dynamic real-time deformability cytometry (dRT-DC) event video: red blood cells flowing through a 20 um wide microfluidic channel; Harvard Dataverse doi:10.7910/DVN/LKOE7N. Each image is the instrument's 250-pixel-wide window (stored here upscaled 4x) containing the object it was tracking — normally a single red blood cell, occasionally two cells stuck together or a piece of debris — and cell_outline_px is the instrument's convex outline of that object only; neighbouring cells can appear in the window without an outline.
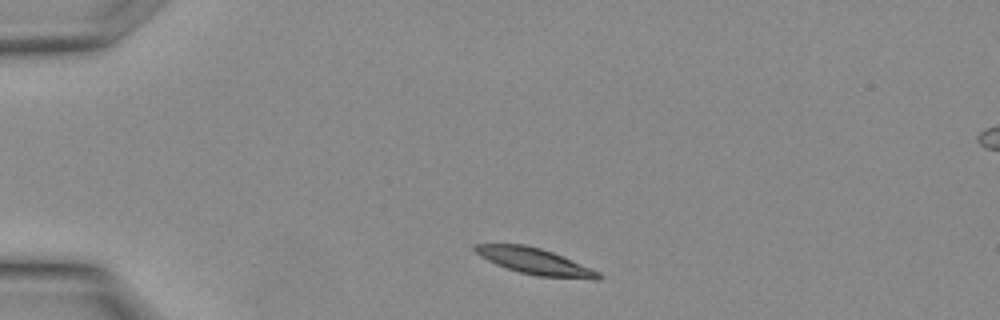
{"species": "Egyptian fruit bat (a non-hibernating species)", "species_latin": "Rousettus aegyptiacus", "temperature_condition": "warm", "stored_images_in_passage": 15, "camera_frame_rate_fps": 3000, "um_per_image_px": 0.085, "animal": {"sex": "female"}, "frame": {"image": 1, "passage_image": 1, "time_ms": 0.0, "image_size_px": [1000, 320], "cell_outline_px": [[604, 276], [600, 280], [592, 280], [536, 276], [520, 272], [496, 264], [480, 256], [472, 248], [476, 244], [524, 244], [540, 248], [552, 252], [600, 272]], "centroid_in_image_um": [45.52, 22.23], "position_along_channel_um": 39.5, "area_um2": 18.84}}
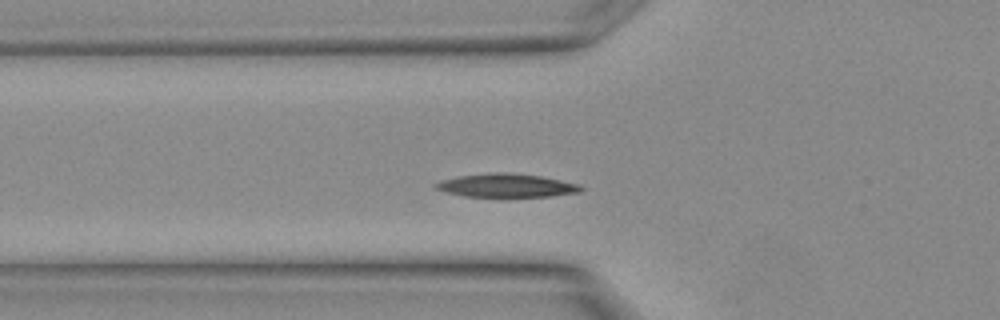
{"frame": {"image": 2, "passage_image": 5, "time_ms": 1.333, "image_size_px": [1000, 320], "cell_outline_px": [[584, 188], [580, 192], [552, 196], [500, 200], [464, 196], [448, 192], [436, 188], [436, 184], [444, 180], [460, 176], [496, 172], [508, 172], [540, 176], [580, 184]], "centroid_in_image_um": [43.13, 15.82], "position_along_channel_um": 82.7, "area_um2": 20.63}}
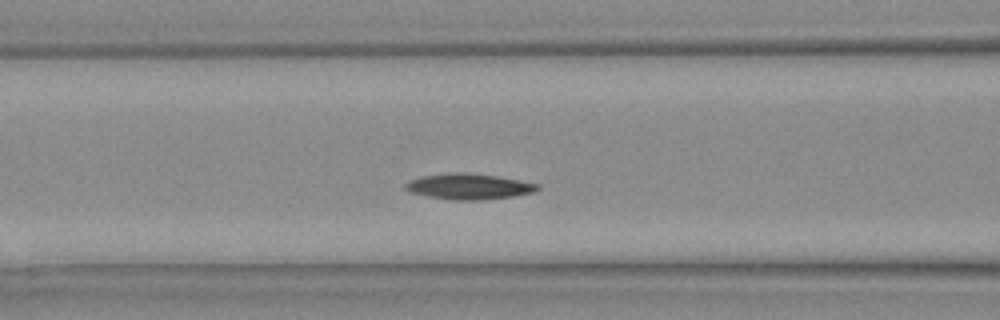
{"frame": {"image": 3, "passage_image": 7, "time_ms": 2.0, "image_size_px": [1000, 320], "cell_outline_px": [[540, 188], [536, 192], [512, 196], [484, 200], [452, 200], [428, 196], [408, 192], [404, 188], [404, 184], [408, 180], [420, 176], [448, 172], [468, 172], [496, 176], [540, 184]], "centroid_in_image_um": [39.81, 15.84], "position_along_channel_um": 126.8, "area_um2": 20.11}}